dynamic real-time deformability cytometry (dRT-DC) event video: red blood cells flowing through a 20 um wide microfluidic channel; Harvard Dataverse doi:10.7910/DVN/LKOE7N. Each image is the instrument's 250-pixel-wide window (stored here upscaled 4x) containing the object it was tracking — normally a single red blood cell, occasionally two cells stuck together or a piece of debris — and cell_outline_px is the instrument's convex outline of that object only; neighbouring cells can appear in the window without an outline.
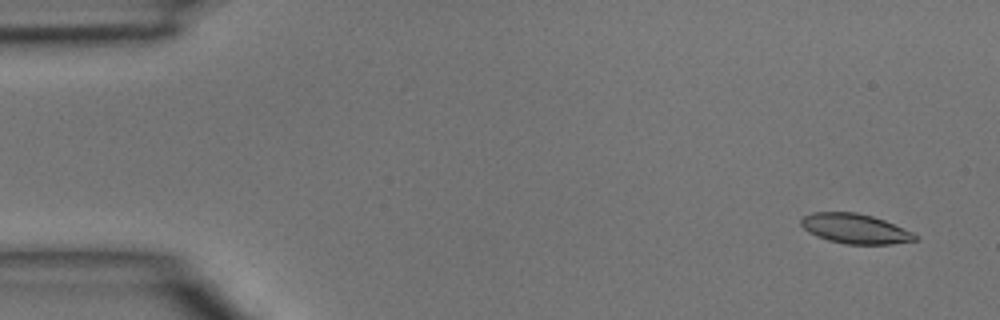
{"species": "common noctule bat (a hibernating species)", "species_latin": "Nyctalus noctula", "temperature_condition": "room temperature", "stored_images_in_passage": 17, "camera_frame_rate_fps": 3000, "um_per_image_px": 0.085, "animal": {"sex": "male", "body_mass_g": 15.6}, "frame": {"image": 1, "passage_image": 2, "time_ms": 0.333, "image_size_px": [1000, 320], "cell_outline_px": [[916, 240], [892, 244], [844, 244], [828, 240], [816, 236], [808, 232], [800, 224], [800, 220], [804, 216], [812, 212], [856, 212], [872, 216], [884, 220], [912, 232], [916, 236]], "centroid_in_image_um": [72.64, 19.43], "position_along_channel_um": 12.4, "area_um2": 19.71}}
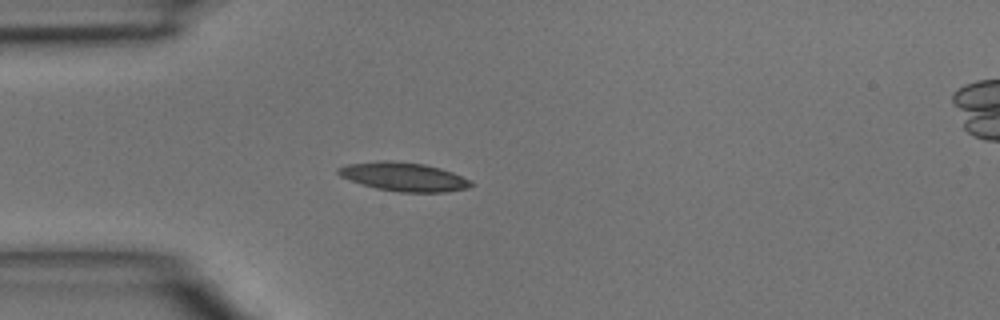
{"frame": {"image": 2, "passage_image": 12, "time_ms": 3.667, "image_size_px": [1000, 320], "cell_outline_px": [[476, 184], [468, 188], [444, 192], [400, 192], [376, 188], [340, 176], [336, 172], [336, 168], [348, 164], [380, 160], [392, 160], [424, 164], [440, 168], [452, 172]], "centroid_in_image_um": [34.31, 15.01], "position_along_channel_um": 50.7, "area_um2": 22.08}}
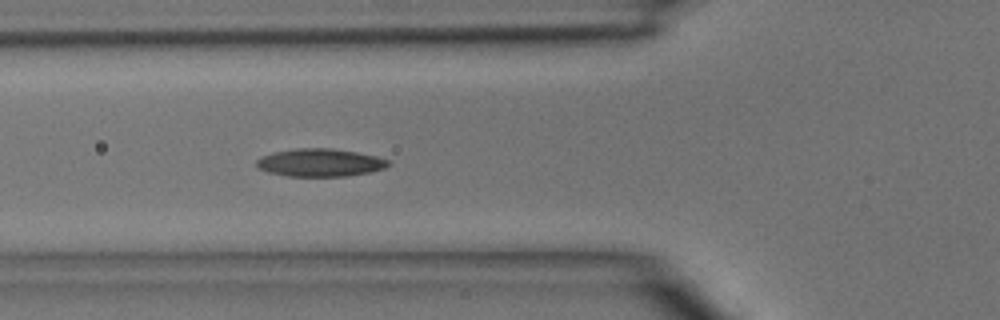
{"frame": {"image": 3, "passage_image": 16, "time_ms": 5.0, "image_size_px": [1000, 320], "cell_outline_px": [[392, 164], [384, 168], [368, 172], [348, 176], [288, 176], [268, 172], [260, 168], [256, 164], [256, 160], [260, 156], [276, 152], [296, 148], [328, 148], [356, 152], [376, 156], [388, 160]], "centroid_in_image_um": [27.2, 13.82], "position_along_channel_um": 98.6, "area_um2": 21.21}}